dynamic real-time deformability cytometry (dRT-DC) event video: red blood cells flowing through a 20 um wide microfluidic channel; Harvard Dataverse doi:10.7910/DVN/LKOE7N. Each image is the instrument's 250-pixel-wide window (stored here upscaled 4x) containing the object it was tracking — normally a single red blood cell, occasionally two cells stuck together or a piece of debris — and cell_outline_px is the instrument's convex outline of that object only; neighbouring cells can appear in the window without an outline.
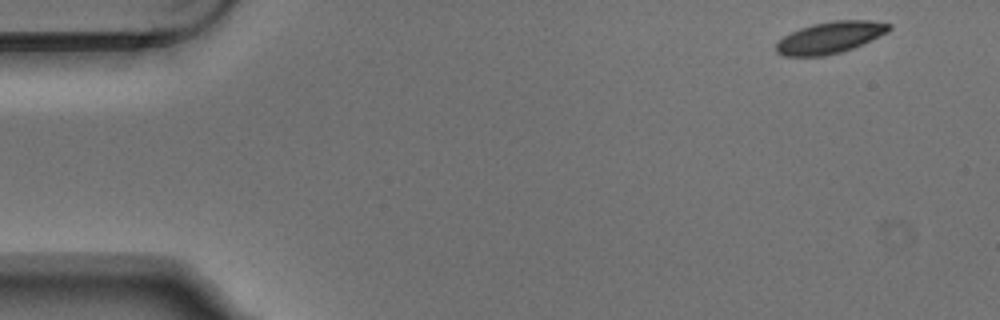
{"species": "Egyptian fruit bat (a non-hibernating species)", "species_latin": "Rousettus aegyptiacus", "temperature_condition": "warm", "stored_images_in_passage": 5, "camera_frame_rate_fps": 3000, "um_per_image_px": 0.085, "animal": {"sex": "male"}, "frame": {"image": 1, "passage_image": 1, "time_ms": 0.0, "image_size_px": [1000, 320], "cell_outline_px": [[892, 28], [888, 32], [852, 48], [840, 52], [824, 56], [784, 56], [776, 52], [776, 44], [784, 36], [800, 28], [812, 24], [832, 20], [872, 20], [892, 24]], "centroid_in_image_um": [70.57, 3.18], "position_along_channel_um": 14.4, "area_um2": 20.75}}
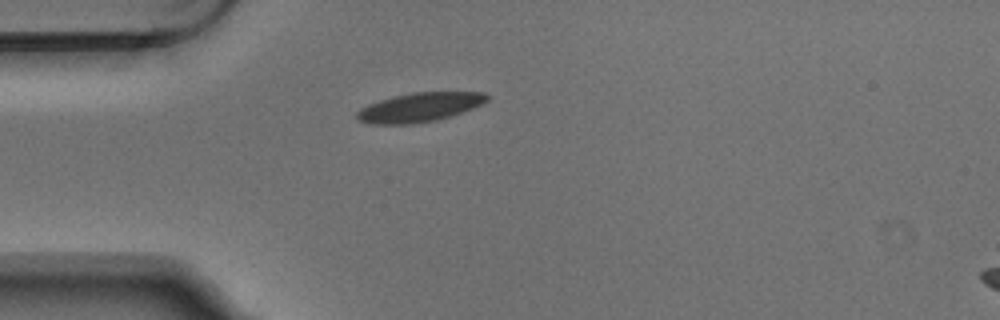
{"frame": {"image": 2, "passage_image": 4, "time_ms": 1.0, "image_size_px": [1000, 320], "cell_outline_px": [[488, 100], [472, 108], [436, 120], [408, 124], [372, 124], [360, 120], [356, 116], [356, 112], [360, 108], [368, 104], [392, 96], [412, 92], [484, 92], [488, 96]], "centroid_in_image_um": [35.62, 9.11], "position_along_channel_um": 49.4, "area_um2": 21.79}}